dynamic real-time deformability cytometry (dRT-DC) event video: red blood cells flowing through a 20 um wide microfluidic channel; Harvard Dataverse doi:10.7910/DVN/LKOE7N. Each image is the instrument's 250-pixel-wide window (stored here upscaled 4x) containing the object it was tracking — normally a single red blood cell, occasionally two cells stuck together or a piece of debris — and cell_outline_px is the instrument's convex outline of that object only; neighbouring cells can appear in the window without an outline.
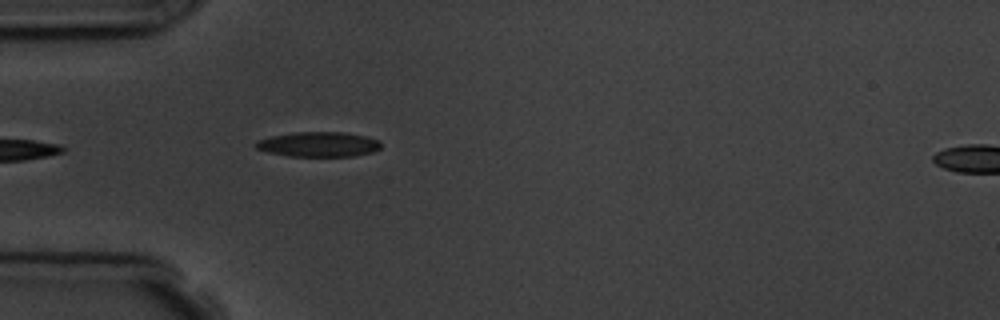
{"species": "common noctule bat (a hibernating species)", "species_latin": "Nyctalus noctula", "temperature_condition": "room temperature", "stored_images_in_passage": 3, "segment_of_instrument_passage": [1, 2], "camera_frame_rate_fps": 3000, "um_per_image_px": 0.085, "animal": {"sex": "male", "body_mass_g": 19.5, "forearm_length_mm": 54.6}, "frame": {"image": 1, "passage_image": 2, "time_ms": 1.0, "image_size_px": [1000, 320], "cell_outline_px": [[380, 148], [372, 152], [352, 156], [288, 156], [268, 152], [256, 148], [252, 144], [256, 140], [272, 136], [296, 132], [344, 132], [364, 136], [380, 140]], "centroid_in_image_um": [27.04, 12.26], "position_along_channel_um": 58.0, "area_um2": 18.15}}